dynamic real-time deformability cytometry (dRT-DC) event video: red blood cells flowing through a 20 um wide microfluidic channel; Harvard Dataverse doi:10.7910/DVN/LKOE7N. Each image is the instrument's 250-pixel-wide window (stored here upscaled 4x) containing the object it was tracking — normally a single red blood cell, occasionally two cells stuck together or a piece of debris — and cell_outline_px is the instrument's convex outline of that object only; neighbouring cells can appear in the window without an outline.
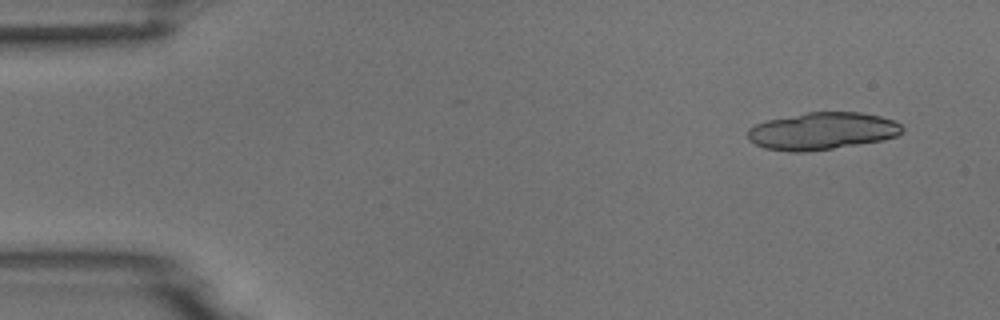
{"species": "common noctule bat (a hibernating species)", "species_latin": "Nyctalus noctula", "temperature_condition": "room temperature", "stored_images_in_passage": 5, "camera_frame_rate_fps": 3000, "um_per_image_px": 0.085, "animal": {"sex": "male", "body_mass_g": 18.8}, "frame": {"image": 1, "passage_image": 1, "time_ms": 0.0, "image_size_px": [1000, 320], "cell_outline_px": [[904, 132], [896, 136], [880, 140], [832, 148], [804, 152], [788, 152], [764, 148], [748, 140], [748, 128], [756, 124], [768, 120], [808, 112], [860, 112], [880, 116], [892, 120], [900, 124], [904, 128]], "centroid_in_image_um": [69.86, 11.14], "position_along_channel_um": 15.1, "area_um2": 33.35}}